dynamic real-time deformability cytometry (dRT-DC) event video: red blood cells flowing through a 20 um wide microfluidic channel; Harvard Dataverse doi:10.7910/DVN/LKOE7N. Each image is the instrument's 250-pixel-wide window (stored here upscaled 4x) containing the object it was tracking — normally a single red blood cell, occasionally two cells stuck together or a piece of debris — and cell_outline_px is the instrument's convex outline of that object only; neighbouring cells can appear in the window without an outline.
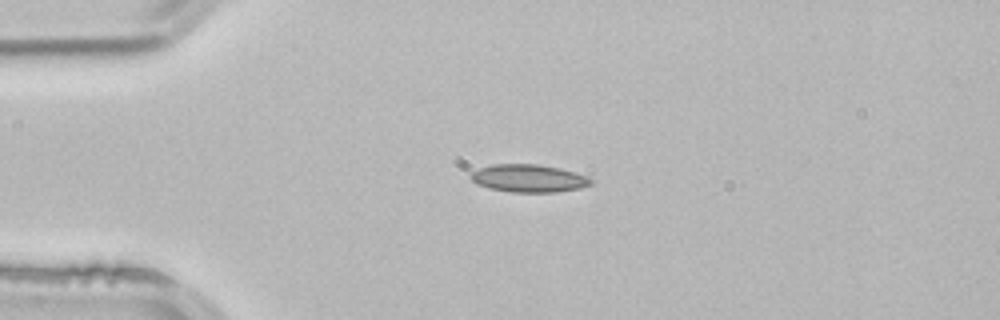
{"species": "common noctule bat (a hibernating species)", "species_latin": "Nyctalus noctula", "temperature_condition": "room temperature", "stored_images_in_passage": 2, "camera_frame_rate_fps": 3000, "um_per_image_px": 0.085, "animal": {"sex": "male", "body_mass_g": 21.5, "forearm_length_mm": 52.0}, "frame": {"image": 1, "passage_image": 1, "time_ms": 0.0, "image_size_px": [1000, 320], "cell_outline_px": [[592, 184], [580, 188], [556, 192], [512, 192], [488, 188], [476, 184], [472, 180], [472, 172], [480, 168], [492, 164], [536, 164], [560, 168], [588, 176], [592, 180]], "centroid_in_image_um": [44.95, 15.16], "position_along_channel_um": 40.0, "area_um2": 19.36}}
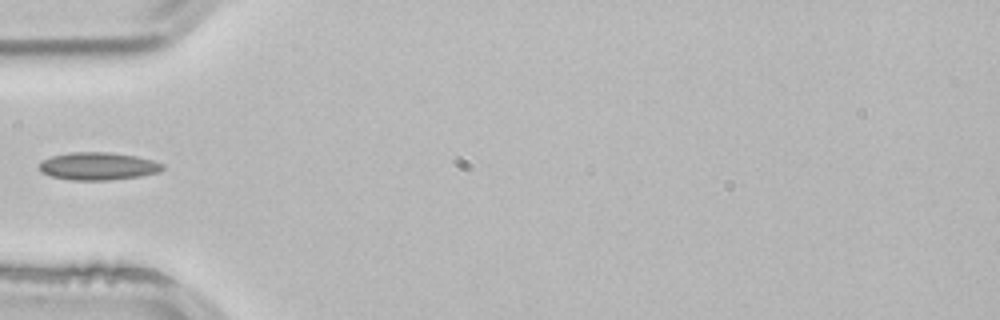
{"frame": {"image": 2, "passage_image": 2, "time_ms": 0.333, "image_size_px": [1000, 320], "cell_outline_px": [[164, 168], [160, 172], [140, 176], [112, 180], [72, 180], [52, 176], [40, 172], [40, 160], [52, 156], [72, 152], [108, 152], [136, 156], [152, 160], [164, 164]], "centroid_in_image_um": [8.35, 14.12], "position_along_channel_um": 76.7, "area_um2": 19.94}}